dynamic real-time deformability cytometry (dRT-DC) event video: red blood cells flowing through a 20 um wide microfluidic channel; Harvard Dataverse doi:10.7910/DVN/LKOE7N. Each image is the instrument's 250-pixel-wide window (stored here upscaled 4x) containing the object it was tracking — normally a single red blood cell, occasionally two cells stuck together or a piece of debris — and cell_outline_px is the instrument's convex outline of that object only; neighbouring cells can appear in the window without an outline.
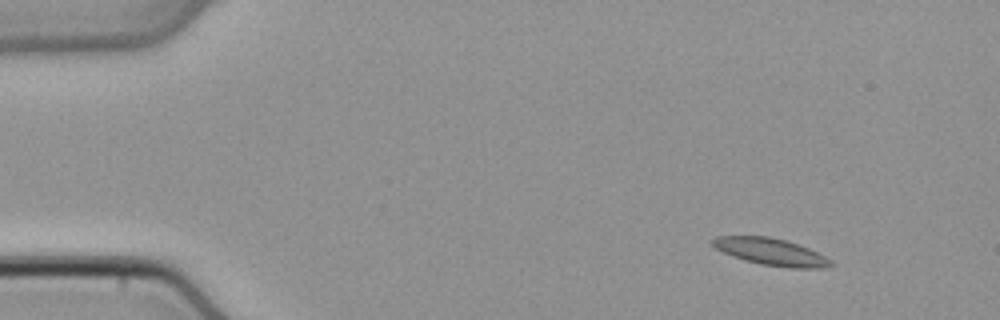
{"species": "common noctule bat (a hibernating species)", "species_latin": "Nyctalus noctula", "temperature_condition": "cold", "stored_images_in_passage": 45, "camera_frame_rate_fps": 3000, "um_per_image_px": 0.085, "animal": {"sex": "male", "body_mass_g": 21.5, "forearm_length_mm": 52.0}, "frame": {"image": 1, "passage_image": 1, "time_ms": 0.0, "image_size_px": [1000, 320], "cell_outline_px": [[832, 264], [824, 268], [788, 268], [760, 264], [744, 260], [724, 252], [716, 248], [712, 244], [712, 240], [716, 236], [768, 236], [784, 240], [808, 248], [832, 260]], "centroid_in_image_um": [65.53, 21.41], "position_along_channel_um": 19.5, "area_um2": 18.32}}
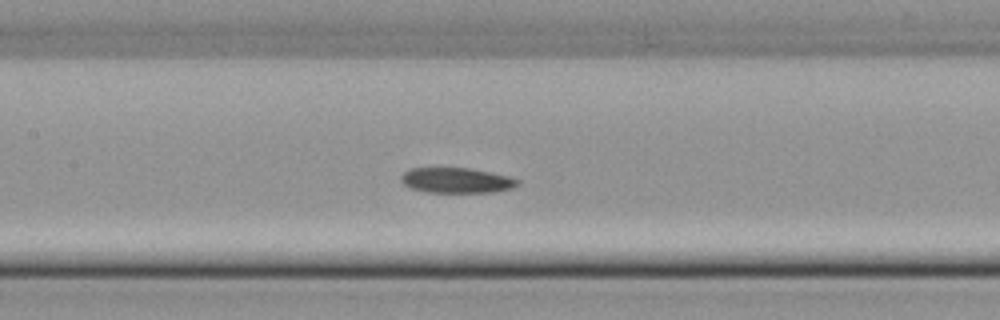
{"frame": {"image": 2, "passage_image": 19, "time_ms": 6.0, "image_size_px": [1000, 320], "cell_outline_px": [[520, 184], [512, 188], [492, 192], [428, 192], [408, 188], [400, 180], [400, 176], [408, 168], [472, 168], [508, 176], [520, 180]], "centroid_in_image_um": [38.78, 15.33], "position_along_channel_um": 168.6, "area_um2": 17.28}}
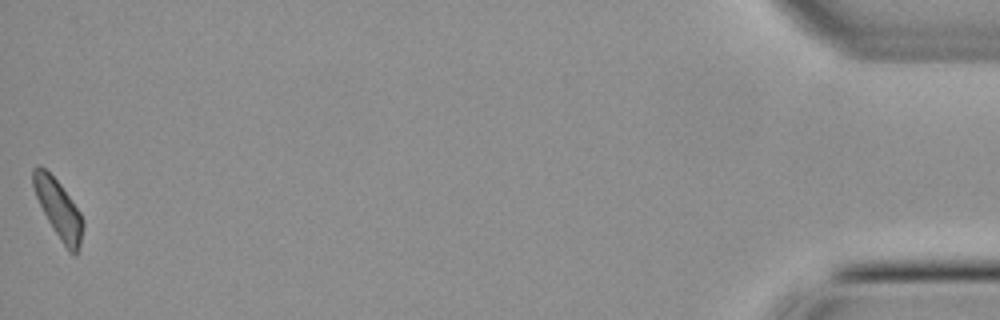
{"frame": {"image": 3, "passage_image": 45, "time_ms": 14.667, "image_size_px": [1000, 320], "cell_outline_px": [[84, 224], [80, 244], [76, 256], [72, 256], [68, 252], [48, 220], [36, 196], [32, 184], [32, 168], [36, 164], [40, 164], [60, 184], [80, 212], [84, 220]], "centroid_in_image_um": [4.97, 17.77], "position_along_channel_um": 430.2, "area_um2": 16.82}}